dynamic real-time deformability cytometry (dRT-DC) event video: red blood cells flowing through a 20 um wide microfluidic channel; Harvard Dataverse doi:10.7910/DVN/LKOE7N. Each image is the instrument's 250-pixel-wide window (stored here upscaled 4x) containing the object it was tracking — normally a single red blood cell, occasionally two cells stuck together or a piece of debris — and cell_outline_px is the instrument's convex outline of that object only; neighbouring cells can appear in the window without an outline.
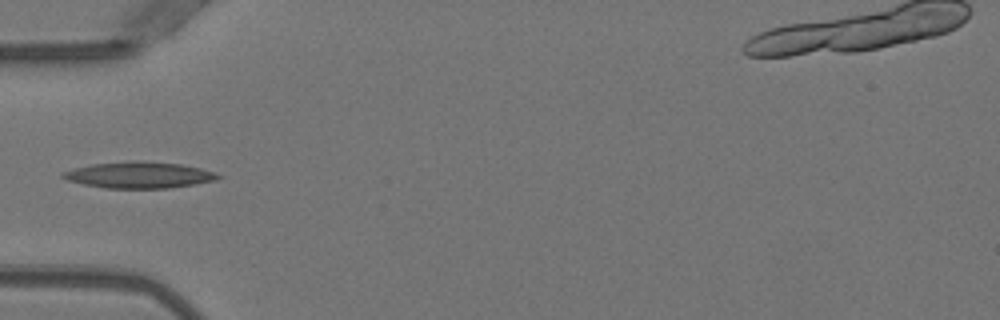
{"species": "Egyptian fruit bat (a non-hibernating species)", "species_latin": "Rousettus aegyptiacus", "temperature_condition": "warm", "stored_images_in_passage": 5, "camera_frame_rate_fps": 3000, "um_per_image_px": 0.085, "animal": {"sex": "female"}, "frame": {"image": 1, "passage_image": 5, "time_ms": 1.333, "image_size_px": [1000, 320], "cell_outline_px": [[224, 176], [216, 180], [168, 188], [104, 188], [84, 184], [68, 180], [60, 176], [60, 172], [92, 164], [132, 160], [180, 164], [200, 168]], "centroid_in_image_um": [11.79, 14.87], "position_along_channel_um": 73.2, "area_um2": 23.58}}